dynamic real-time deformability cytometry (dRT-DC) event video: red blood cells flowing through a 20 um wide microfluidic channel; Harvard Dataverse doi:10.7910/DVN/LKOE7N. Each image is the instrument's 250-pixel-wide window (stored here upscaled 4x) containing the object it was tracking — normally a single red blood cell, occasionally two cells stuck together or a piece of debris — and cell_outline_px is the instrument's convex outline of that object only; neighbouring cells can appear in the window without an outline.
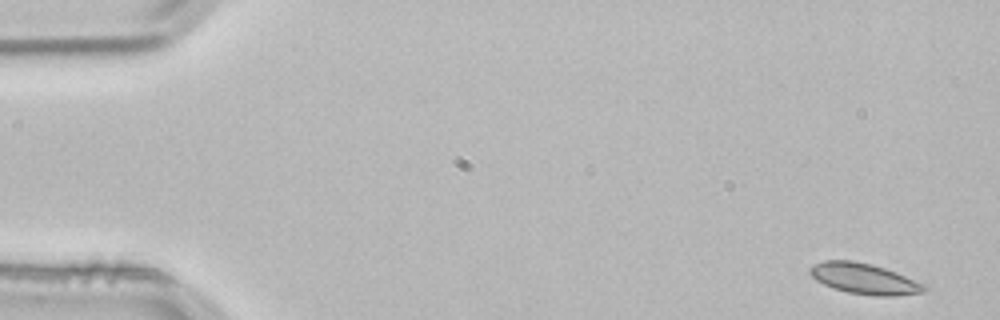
{"species": "common noctule bat (a hibernating species)", "species_latin": "Nyctalus noctula", "temperature_condition": "room temperature", "stored_images_in_passage": 53, "camera_frame_rate_fps": 3000, "um_per_image_px": 0.085, "animal": {"sex": "male", "body_mass_g": 21.5, "forearm_length_mm": 52.0}, "frame": {"image": 1, "passage_image": 1, "time_ms": 0.0, "image_size_px": [1000, 320], "cell_outline_px": [[928, 288], [924, 292], [892, 296], [872, 296], [848, 292], [832, 288], [816, 280], [808, 272], [808, 268], [824, 260], [852, 260], [872, 264], [896, 272], [928, 284]], "centroid_in_image_um": [73.5, 23.69], "position_along_channel_um": 11.5, "area_um2": 20.69}}
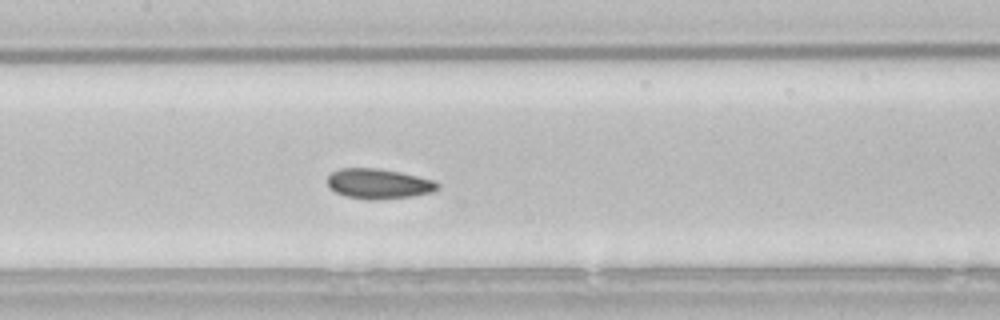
{"frame": {"image": 2, "passage_image": 24, "time_ms": 7.667, "image_size_px": [1000, 320], "cell_outline_px": [[440, 188], [432, 192], [412, 196], [376, 200], [368, 200], [348, 196], [336, 192], [328, 188], [328, 176], [332, 172], [340, 168], [376, 168], [400, 172], [436, 180], [440, 184]], "centroid_in_image_um": [32.21, 15.62], "position_along_channel_um": 175.2, "area_um2": 19.42}}
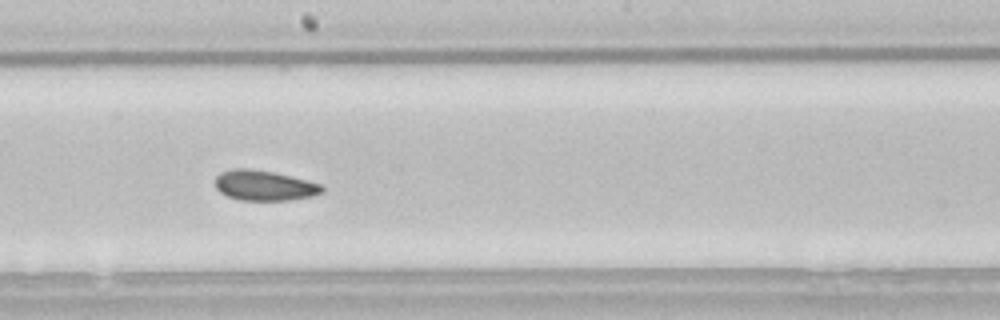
{"frame": {"image": 3, "passage_image": 28, "time_ms": 9.0, "image_size_px": [1000, 320], "cell_outline_px": [[324, 192], [312, 196], [288, 200], [240, 200], [228, 196], [220, 192], [216, 188], [216, 176], [220, 172], [232, 168], [248, 168], [272, 172], [320, 184], [324, 188]], "centroid_in_image_um": [22.43, 15.77], "position_along_channel_um": 225.8, "area_um2": 18.61}, "authors_computed_cell_mechanics": {"area_um2": 19.363, "velocity_mm_per_s": 3.7989, "shape_relaxation_time_tau1_ms": 5.0662, "shape_relaxation_time_tau2_ms": 6.2574, "deformation_change_tau1": 0.0834, "deformation_change_tau2": 0.0592}}